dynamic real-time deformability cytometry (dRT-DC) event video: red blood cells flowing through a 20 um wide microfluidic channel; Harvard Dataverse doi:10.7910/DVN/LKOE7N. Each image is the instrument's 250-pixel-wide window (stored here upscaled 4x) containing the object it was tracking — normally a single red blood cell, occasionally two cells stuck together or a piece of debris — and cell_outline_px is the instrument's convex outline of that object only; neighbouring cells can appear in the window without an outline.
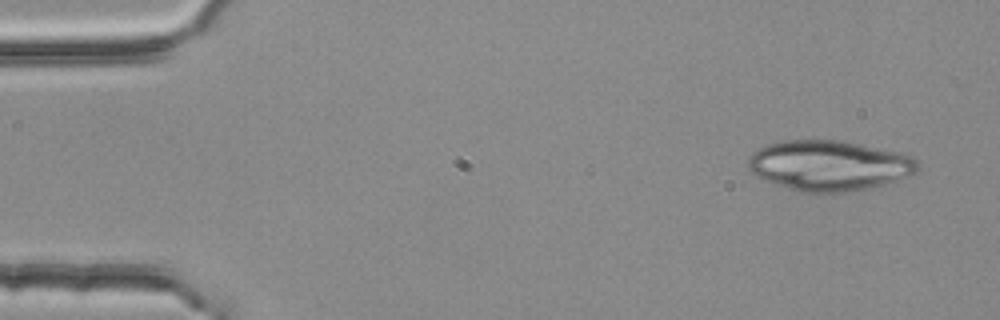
{"species": "common noctule bat (a hibernating species)", "species_latin": "Nyctalus noctula", "temperature_condition": "room temperature", "stored_images_in_passage": 2, "camera_frame_rate_fps": 3000, "um_per_image_px": 0.085, "animal": {"sex": "female", "body_mass_g": 25.1}, "frame": {"image": 1, "passage_image": 1, "time_ms": 0.0, "image_size_px": [1000, 320], "cell_outline_px": [[920, 168], [916, 172], [896, 180], [884, 184], [868, 188], [844, 192], [800, 192], [764, 180], [752, 172], [748, 168], [748, 160], [752, 152], [764, 144], [784, 140], [844, 140], [900, 152], [916, 156], [920, 164]], "centroid_in_image_um": [70.5, 14.05], "position_along_channel_um": 14.5, "area_um2": 50.11}}